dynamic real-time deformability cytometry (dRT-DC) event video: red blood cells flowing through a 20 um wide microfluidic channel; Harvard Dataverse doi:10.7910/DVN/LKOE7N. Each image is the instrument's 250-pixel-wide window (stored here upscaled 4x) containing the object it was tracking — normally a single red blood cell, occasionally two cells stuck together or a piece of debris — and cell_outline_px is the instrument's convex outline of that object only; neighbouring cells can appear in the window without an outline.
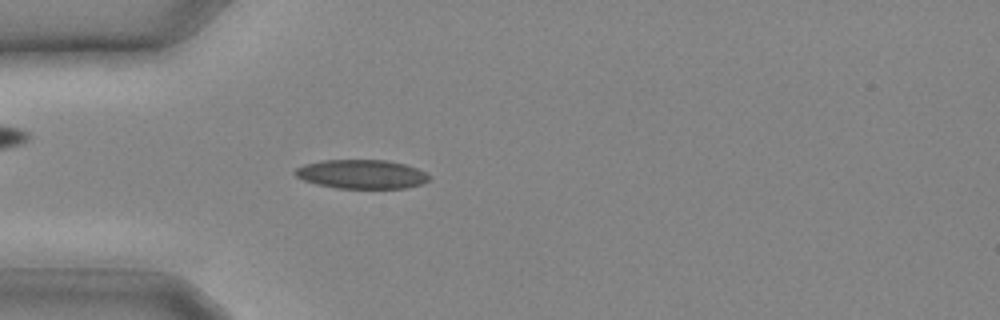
{"species": "common noctule bat (a hibernating species)", "species_latin": "Nyctalus noctula", "temperature_condition": "cold", "stored_images_in_passage": 17, "camera_frame_rate_fps": 3000, "um_per_image_px": 0.085, "animal": {"sex": "male", "body_mass_g": 20.4}, "frame": {"image": 1, "passage_image": 7, "time_ms": 2.0, "image_size_px": [1000, 320], "cell_outline_px": [[432, 176], [428, 180], [420, 184], [404, 188], [336, 188], [316, 184], [304, 180], [296, 176], [292, 172], [296, 168], [304, 164], [324, 160], [384, 160], [404, 164], [416, 168]], "centroid_in_image_um": [30.7, 14.8], "position_along_channel_um": 54.3, "area_um2": 22.54}}
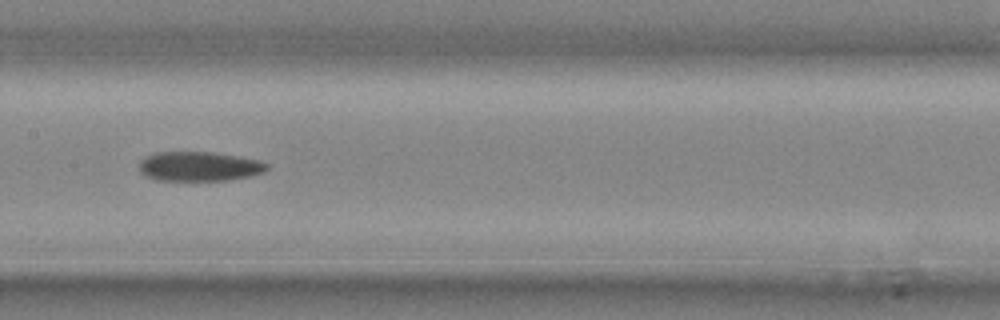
{"frame": {"image": 2, "passage_image": 13, "time_ms": 4.0, "image_size_px": [1000, 320], "cell_outline_px": [[268, 168], [264, 172], [248, 176], [228, 180], [156, 180], [140, 172], [140, 160], [144, 156], [156, 152], [212, 152], [240, 156], [260, 160], [268, 164]], "centroid_in_image_um": [16.94, 14.13], "position_along_channel_um": 190.5, "area_um2": 21.96}}
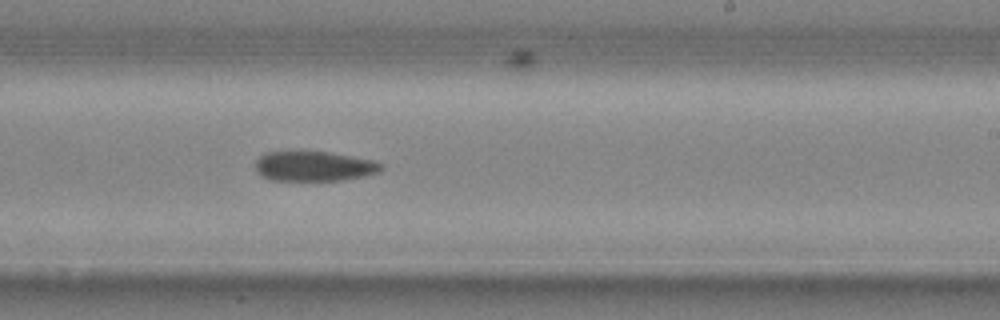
{"frame": {"image": 3, "passage_image": 16, "time_ms": 5.0, "image_size_px": [1000, 320], "cell_outline_px": [[384, 168], [380, 172], [364, 176], [340, 180], [272, 180], [260, 176], [256, 172], [256, 160], [260, 156], [268, 152], [328, 152], [376, 160], [384, 164]], "centroid_in_image_um": [26.74, 14.13], "position_along_channel_um": 262.3, "area_um2": 21.96}}